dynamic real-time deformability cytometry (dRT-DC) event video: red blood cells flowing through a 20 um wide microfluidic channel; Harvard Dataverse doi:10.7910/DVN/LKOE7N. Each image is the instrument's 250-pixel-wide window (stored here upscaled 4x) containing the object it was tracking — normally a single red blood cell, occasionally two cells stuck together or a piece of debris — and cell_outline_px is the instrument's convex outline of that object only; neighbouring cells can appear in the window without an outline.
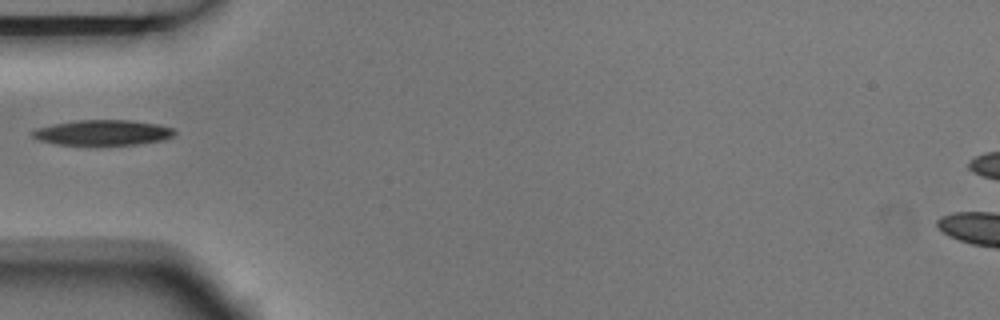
{"species": "Egyptian fruit bat (a non-hibernating species)", "species_latin": "Rousettus aegyptiacus", "temperature_condition": "room temperature", "stored_images_in_passage": 3, "camera_frame_rate_fps": 3000, "um_per_image_px": 0.085, "animal": {"sex": "male"}, "frame": {"image": 1, "passage_image": 2, "time_ms": 0.333, "image_size_px": [1000, 320], "cell_outline_px": [[176, 136], [164, 140], [136, 144], [56, 144], [40, 140], [32, 136], [32, 132], [36, 128], [76, 120], [128, 120], [156, 124], [172, 128], [176, 132]], "centroid_in_image_um": [8.78, 11.26], "position_along_channel_um": 76.2, "area_um2": 20.63}}
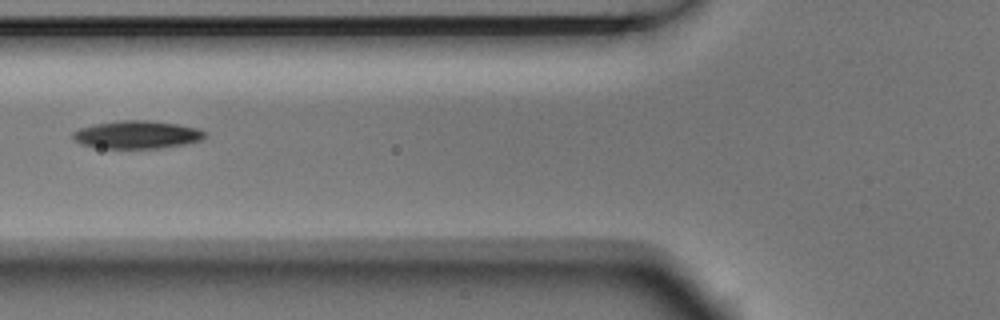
{"frame": {"image": 2, "passage_image": 3, "time_ms": 0.667, "image_size_px": [1000, 320], "cell_outline_px": [[208, 132], [200, 140], [184, 144], [156, 148], [104, 148], [80, 144], [72, 136], [72, 132], [80, 128], [96, 124], [120, 120], [148, 120], [176, 124], [200, 128]], "centroid_in_image_um": [11.66, 11.44], "position_along_channel_um": 114.1, "area_um2": 21.27}}